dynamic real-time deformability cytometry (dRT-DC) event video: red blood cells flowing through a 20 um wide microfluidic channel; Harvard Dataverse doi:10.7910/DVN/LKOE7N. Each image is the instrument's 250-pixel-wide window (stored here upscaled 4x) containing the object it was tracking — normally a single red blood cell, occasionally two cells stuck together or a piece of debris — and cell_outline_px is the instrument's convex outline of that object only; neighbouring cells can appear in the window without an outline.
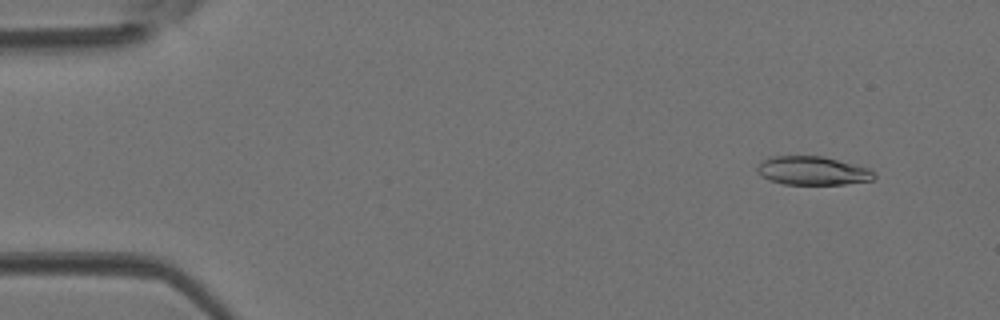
{"species": "Egyptian fruit bat (a non-hibernating species)", "species_latin": "Rousettus aegyptiacus", "temperature_condition": "room temperature", "stored_images_in_passage": 9, "camera_frame_rate_fps": 3000, "um_per_image_px": 0.085, "animal": {"sex": "female"}, "frame": {"image": 1, "passage_image": 4, "time_ms": 1.0, "image_size_px": [1000, 320], "cell_outline_px": [[876, 176], [872, 180], [844, 184], [784, 184], [768, 180], [760, 176], [756, 172], [756, 168], [768, 156], [820, 156], [868, 168]], "centroid_in_image_um": [69.0, 14.52], "position_along_channel_um": 16.0, "area_um2": 19.31}}